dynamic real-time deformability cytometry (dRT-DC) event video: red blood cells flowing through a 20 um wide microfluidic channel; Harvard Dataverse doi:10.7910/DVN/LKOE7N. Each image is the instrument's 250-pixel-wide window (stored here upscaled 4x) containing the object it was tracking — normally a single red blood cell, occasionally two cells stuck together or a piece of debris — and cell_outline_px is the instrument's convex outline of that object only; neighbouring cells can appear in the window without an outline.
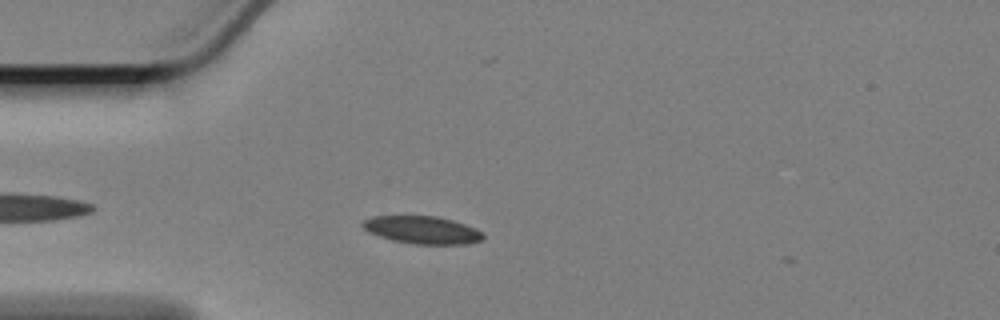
{"species": "Egyptian fruit bat (a non-hibernating species)", "species_latin": "Rousettus aegyptiacus", "temperature_condition": "cold", "stored_images_in_passage": 18, "camera_frame_rate_fps": 3000, "um_per_image_px": 0.085, "animal": {"sex": "female"}, "frame": {"image": 1, "passage_image": 1, "time_ms": 0.0, "image_size_px": [1000, 320], "cell_outline_px": [[484, 236], [480, 240], [468, 244], [412, 244], [392, 240], [368, 232], [360, 224], [364, 220], [372, 216], [436, 216], [452, 220], [476, 228]], "centroid_in_image_um": [35.86, 19.54], "position_along_channel_um": 49.1, "area_um2": 19.31}}
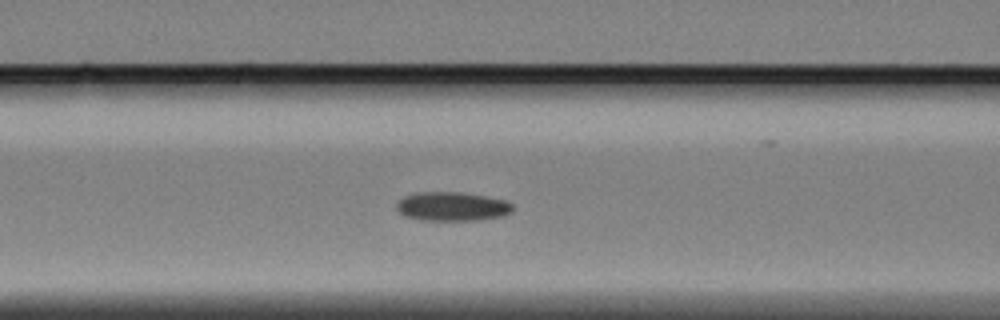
{"frame": {"image": 2, "passage_image": 9, "time_ms": 2.667, "image_size_px": [1000, 320], "cell_outline_px": [[512, 212], [504, 216], [476, 220], [420, 220], [404, 216], [396, 208], [396, 200], [404, 196], [420, 192], [460, 192], [508, 200], [512, 204]], "centroid_in_image_um": [38.42, 17.55], "position_along_channel_um": 128.2, "area_um2": 19.77}}
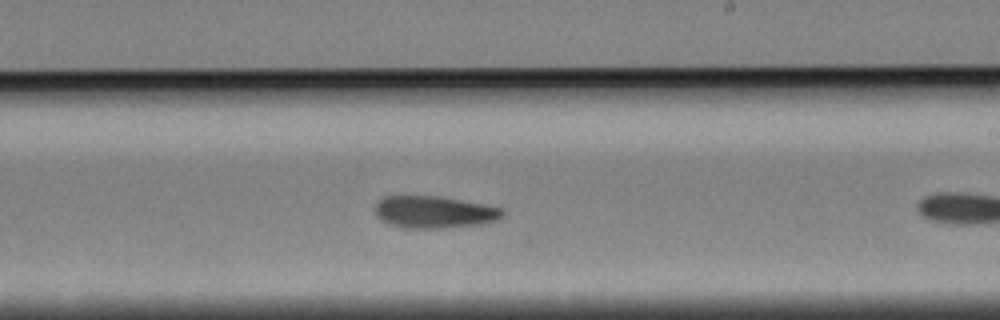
{"frame": {"image": 3, "passage_image": 16, "time_ms": 5.0, "image_size_px": [1000, 320], "cell_outline_px": [[504, 216], [500, 220], [480, 224], [448, 228], [404, 228], [388, 224], [376, 216], [376, 204], [384, 196], [440, 196], [484, 204], [504, 208]], "centroid_in_image_um": [36.95, 18.03], "position_along_channel_um": 252.0, "area_um2": 24.1}}